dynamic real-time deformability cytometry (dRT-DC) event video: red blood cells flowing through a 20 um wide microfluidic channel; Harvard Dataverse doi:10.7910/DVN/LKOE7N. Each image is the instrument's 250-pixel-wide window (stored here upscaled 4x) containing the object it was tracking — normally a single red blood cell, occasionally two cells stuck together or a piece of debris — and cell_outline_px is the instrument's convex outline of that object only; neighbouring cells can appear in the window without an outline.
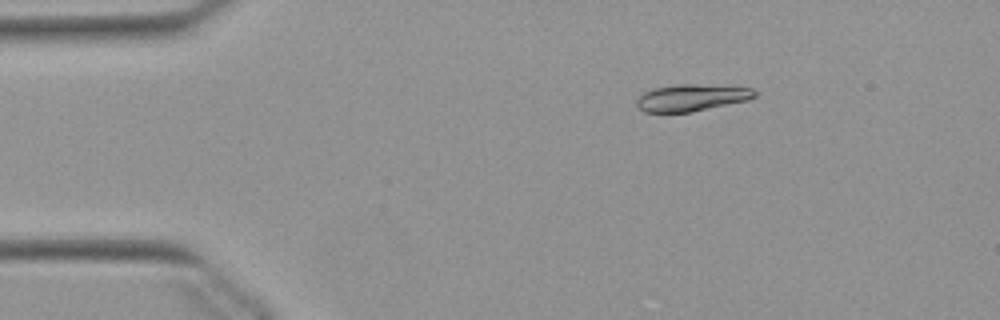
{"species": "Egyptian fruit bat (a non-hibernating species)", "species_latin": "Rousettus aegyptiacus", "temperature_condition": "warm", "stored_images_in_passage": 52, "camera_frame_rate_fps": 3000, "um_per_image_px": 0.085, "animal": {"sex": "female"}, "frame": {"image": 1, "passage_image": 8, "time_ms": 2.333, "image_size_px": [1000, 320], "cell_outline_px": [[756, 96], [748, 100], [692, 112], [644, 112], [636, 104], [636, 100], [644, 92], [652, 88], [676, 84], [692, 84], [752, 88], [756, 92]], "centroid_in_image_um": [58.76, 8.3], "position_along_channel_um": 26.2, "area_um2": 18.38}}
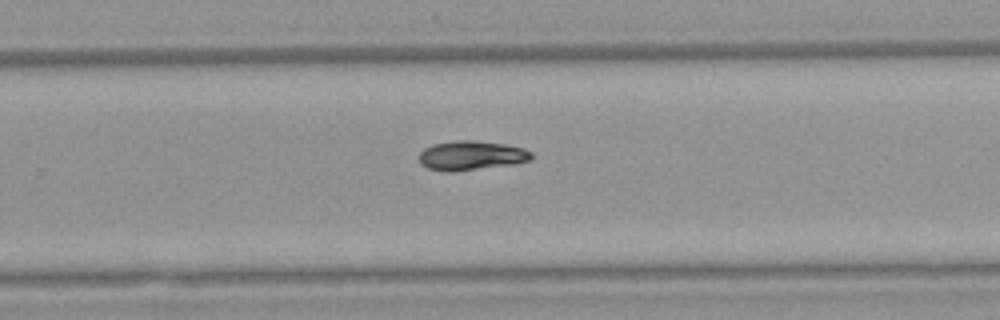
{"frame": {"image": 2, "passage_image": 33, "time_ms": 10.667, "image_size_px": [1000, 320], "cell_outline_px": [[532, 160], [516, 164], [452, 172], [448, 172], [428, 168], [420, 164], [420, 152], [424, 148], [432, 144], [452, 140], [472, 140], [504, 144], [524, 148], [532, 152]], "centroid_in_image_um": [40.07, 13.22], "position_along_channel_um": 289.7, "area_um2": 19.42}}
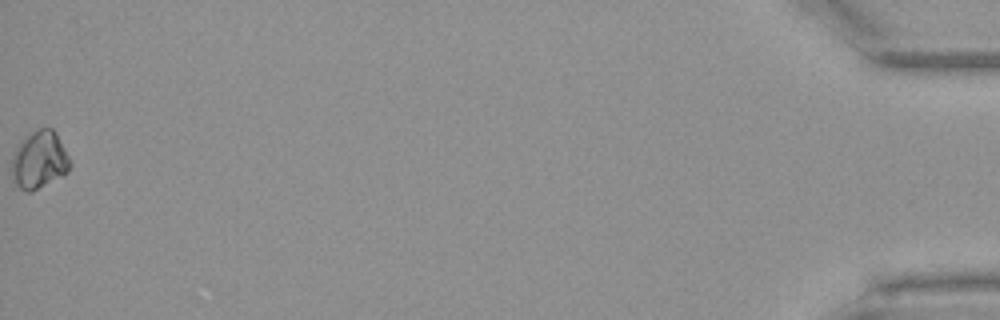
{"frame": {"image": 3, "passage_image": 52, "time_ms": 17.0, "image_size_px": [1000, 320], "cell_outline_px": [[72, 164], [68, 172], [64, 176], [32, 192], [24, 192], [12, 180], [12, 156], [16, 144], [24, 136], [40, 128], [52, 128], [56, 132]], "centroid_in_image_um": [3.33, 13.61], "position_along_channel_um": 431.9, "area_um2": 20.0}, "authors_computed_cell_mechanics": {"area_um2": 18.9584, "velocity_mm_per_s": 3.8923, "shape_relaxation_time_tau1_ms": 3.023, "shape_relaxation_time_tau2_ms": null, "deformation_change_tau1": 0.0999, "deformation_change_tau2": null}}